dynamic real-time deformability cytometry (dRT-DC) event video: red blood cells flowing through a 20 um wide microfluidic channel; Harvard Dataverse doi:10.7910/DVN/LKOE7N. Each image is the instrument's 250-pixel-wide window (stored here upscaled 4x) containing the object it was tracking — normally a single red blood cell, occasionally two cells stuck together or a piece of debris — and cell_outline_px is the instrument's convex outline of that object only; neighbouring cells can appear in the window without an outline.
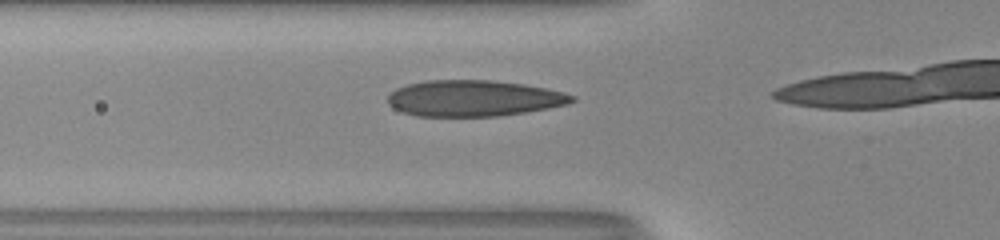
{"species": "human", "species_latin": "Homo sapiens", "temperature_condition": "room temperature", "stored_images_in_passage": 18, "camera_frame_rate_fps": 3000, "um_per_image_px": 0.085, "donor": {"sex": "male"}, "frame": {"image": 1, "passage_image": 14, "time_ms": 4.333, "image_size_px": [1000, 240], "cell_outline_px": [[576, 100], [568, 104], [548, 108], [500, 116], [416, 116], [392, 108], [388, 104], [388, 96], [396, 88], [408, 84], [428, 80], [492, 80], [524, 84], [564, 92], [576, 96]], "centroid_in_image_um": [40.27, 8.35], "position_along_channel_um": 85.5, "area_um2": 38.78}}
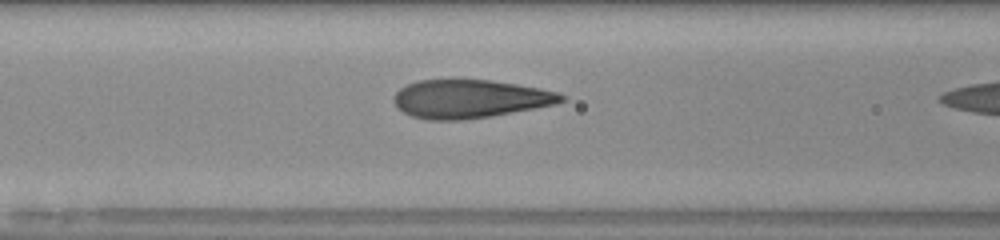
{"frame": {"image": 2, "passage_image": 17, "time_ms": 5.333, "image_size_px": [1000, 240], "cell_outline_px": [[568, 96], [564, 100], [556, 104], [492, 116], [460, 120], [428, 120], [412, 116], [404, 112], [396, 104], [396, 92], [400, 88], [408, 84], [420, 80], [492, 80], [540, 88], [556, 92]], "centroid_in_image_um": [39.99, 8.4], "position_along_channel_um": 126.6, "area_um2": 37.11}}